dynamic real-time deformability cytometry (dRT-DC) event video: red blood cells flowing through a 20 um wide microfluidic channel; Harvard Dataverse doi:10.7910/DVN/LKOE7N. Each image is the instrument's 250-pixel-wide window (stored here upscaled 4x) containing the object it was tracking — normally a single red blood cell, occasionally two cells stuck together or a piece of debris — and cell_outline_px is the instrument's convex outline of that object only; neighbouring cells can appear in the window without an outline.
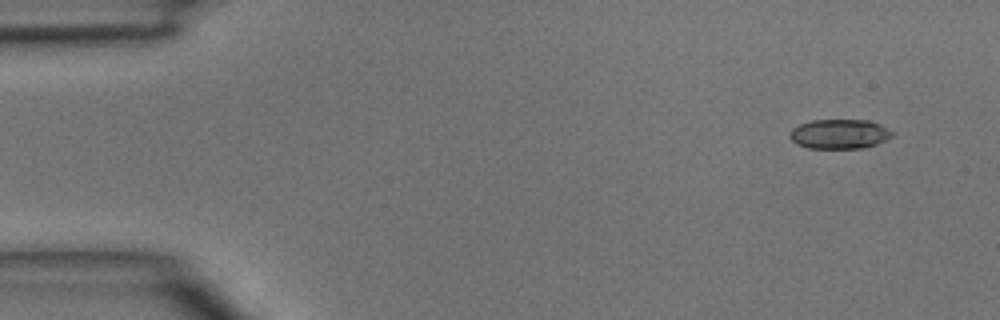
{"species": "common noctule bat (a hibernating species)", "species_latin": "Nyctalus noctula", "temperature_condition": "room temperature", "stored_images_in_passage": 3, "camera_frame_rate_fps": 3000, "um_per_image_px": 0.085, "animal": {"sex": "male", "body_mass_g": 15.6}, "frame": {"image": 1, "passage_image": 1, "time_ms": 0.0, "image_size_px": [1000, 320], "cell_outline_px": [[892, 136], [876, 144], [864, 148], [808, 148], [796, 144], [788, 136], [792, 128], [800, 124], [812, 120], [868, 120], [880, 124], [888, 128], [892, 132]], "centroid_in_image_um": [71.33, 11.39], "position_along_channel_um": 13.7, "area_um2": 17.63}}
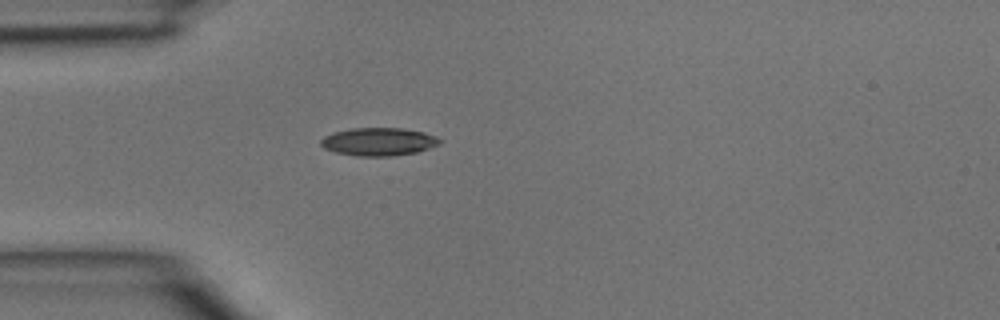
{"frame": {"image": 2, "passage_image": 3, "time_ms": 0.667, "image_size_px": [1000, 320], "cell_outline_px": [[444, 140], [440, 144], [416, 152], [392, 156], [356, 156], [336, 152], [324, 148], [320, 144], [320, 140], [324, 136], [332, 132], [352, 128], [400, 128], [424, 132], [436, 136]], "centroid_in_image_um": [32.18, 12.04], "position_along_channel_um": 52.8, "area_um2": 19.48}}